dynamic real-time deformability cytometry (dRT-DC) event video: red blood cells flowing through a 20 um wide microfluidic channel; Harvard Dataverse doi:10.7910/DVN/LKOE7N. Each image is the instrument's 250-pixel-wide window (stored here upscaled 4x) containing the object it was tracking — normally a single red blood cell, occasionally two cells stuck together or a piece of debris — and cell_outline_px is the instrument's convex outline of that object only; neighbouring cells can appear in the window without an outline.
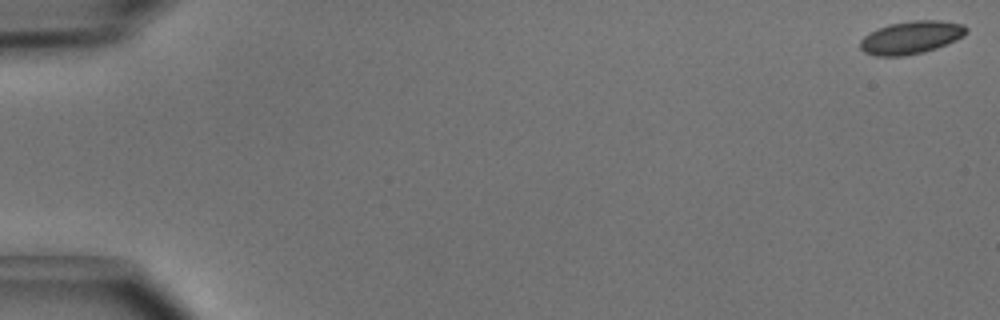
{"species": "common noctule bat (a hibernating species)", "species_latin": "Nyctalus noctula", "temperature_condition": "cold", "stored_images_in_passage": 7, "camera_frame_rate_fps": 3000, "um_per_image_px": 0.085, "animal": {"sex": "male", "body_mass_g": 15.6}, "frame": {"image": 1, "passage_image": 1, "time_ms": 0.0, "image_size_px": [1000, 320], "cell_outline_px": [[968, 32], [964, 36], [956, 40], [936, 48], [924, 52], [904, 56], [876, 56], [864, 52], [860, 48], [860, 40], [864, 36], [888, 24], [912, 20], [940, 20], [964, 24], [968, 28]], "centroid_in_image_um": [77.48, 3.18], "position_along_channel_um": 7.5, "area_um2": 20.4}}
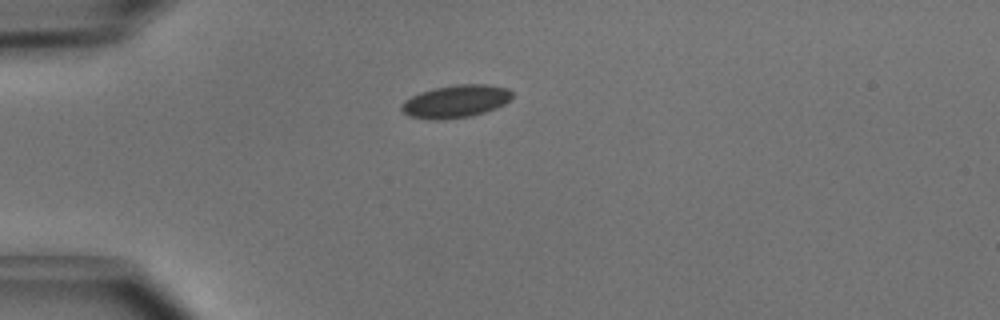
{"frame": {"image": 2, "passage_image": 4, "time_ms": 1.0, "image_size_px": [1000, 320], "cell_outline_px": [[512, 96], [504, 104], [496, 108], [472, 116], [436, 120], [432, 120], [412, 116], [404, 112], [400, 108], [400, 104], [404, 100], [420, 92], [432, 88], [456, 84], [488, 84], [508, 88], [512, 92]], "centroid_in_image_um": [38.73, 8.6], "position_along_channel_um": 46.3, "area_um2": 21.1}}
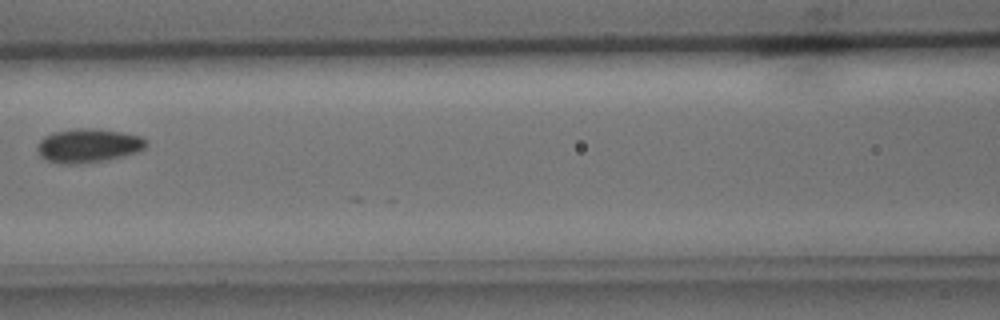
{"frame": {"image": 3, "passage_image": 7, "time_ms": 2.0, "image_size_px": [1000, 320], "cell_outline_px": [[148, 144], [144, 148], [136, 152], [124, 156], [104, 160], [76, 164], [60, 164], [44, 160], [40, 156], [36, 148], [40, 140], [44, 136], [52, 132], [76, 128], [92, 128], [120, 132], [140, 136]], "centroid_in_image_um": [7.44, 12.38], "position_along_channel_um": 159.2, "area_um2": 21.5}}